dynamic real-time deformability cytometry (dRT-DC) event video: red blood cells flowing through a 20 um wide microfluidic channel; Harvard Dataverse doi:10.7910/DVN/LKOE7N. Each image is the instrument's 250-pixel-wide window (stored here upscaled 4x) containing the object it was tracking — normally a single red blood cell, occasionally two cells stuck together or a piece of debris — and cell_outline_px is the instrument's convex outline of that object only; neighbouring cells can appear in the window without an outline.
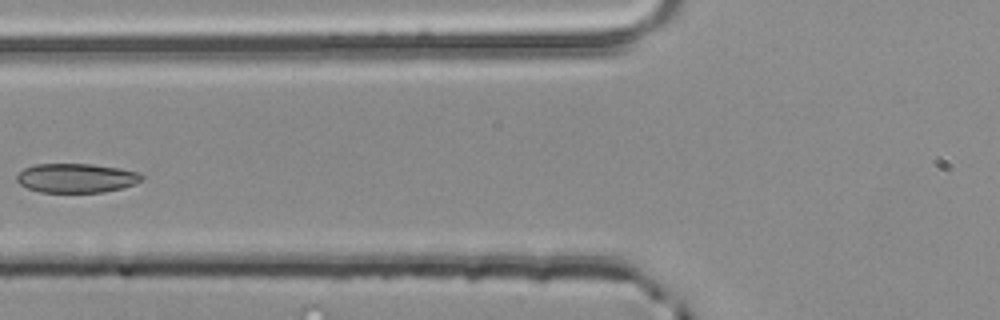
{"species": "common noctule bat (a hibernating species)", "species_latin": "Nyctalus noctula", "temperature_condition": "room temperature", "stored_images_in_passage": 4, "camera_frame_rate_fps": 3000, "um_per_image_px": 0.085, "animal": {"sex": "male", "body_mass_g": 20.4}, "frame": {"image": 1, "passage_image": 4, "time_ms": 1.0, "image_size_px": [1000, 320], "cell_outline_px": [[144, 176], [140, 180], [132, 184], [120, 188], [104, 192], [40, 192], [28, 188], [20, 184], [16, 180], [16, 176], [24, 168], [36, 164], [92, 164], [120, 168], [140, 172]], "centroid_in_image_um": [6.47, 15.12], "position_along_channel_um": 119.3, "area_um2": 21.15}}